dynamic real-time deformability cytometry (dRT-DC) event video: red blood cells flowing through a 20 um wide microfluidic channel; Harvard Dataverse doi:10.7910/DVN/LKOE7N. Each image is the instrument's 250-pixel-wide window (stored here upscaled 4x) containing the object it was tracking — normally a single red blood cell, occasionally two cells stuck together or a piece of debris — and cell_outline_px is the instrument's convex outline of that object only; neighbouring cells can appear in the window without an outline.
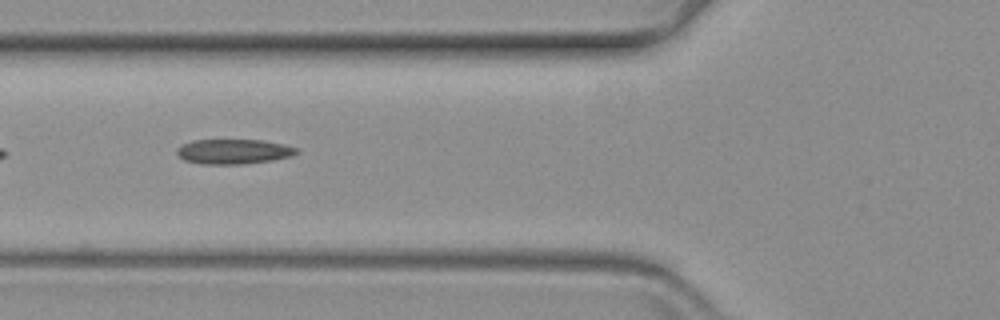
{"species": "common noctule bat (a hibernating species)", "species_latin": "Nyctalus noctula", "temperature_condition": "warm", "stored_images_in_passage": 18, "segment_of_instrument_passage": [1, 2], "camera_frame_rate_fps": 3000, "um_per_image_px": 0.085, "animal": {"sex": "female", "body_mass_g": 19.3, "forearm_length_mm": 54.1}, "frame": {"image": 1, "passage_image": 6, "time_ms": 1.667, "image_size_px": [1000, 320], "cell_outline_px": [[300, 152], [292, 156], [272, 160], [244, 164], [200, 164], [184, 160], [176, 152], [176, 148], [180, 144], [192, 140], [260, 140], [284, 144], [296, 148]], "centroid_in_image_um": [19.83, 12.88], "position_along_channel_um": 106.0, "area_um2": 17.46}}